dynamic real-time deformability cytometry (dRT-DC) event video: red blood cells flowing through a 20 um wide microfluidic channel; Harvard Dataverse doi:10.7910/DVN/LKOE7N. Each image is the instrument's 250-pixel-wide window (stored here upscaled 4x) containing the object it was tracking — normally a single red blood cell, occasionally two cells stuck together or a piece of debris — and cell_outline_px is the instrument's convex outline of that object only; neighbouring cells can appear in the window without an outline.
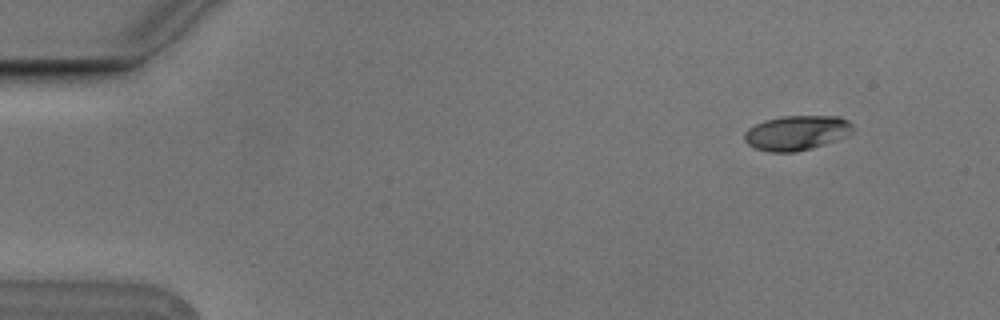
{"species": "Egyptian fruit bat (a non-hibernating species)", "species_latin": "Rousettus aegyptiacus", "temperature_condition": "cold", "stored_images_in_passage": 4, "camera_frame_rate_fps": 3000, "um_per_image_px": 0.085, "animal": {"sex": "male"}, "frame": {"image": 1, "passage_image": 1, "time_ms": 0.0, "image_size_px": [1000, 320], "cell_outline_px": [[852, 132], [848, 136], [812, 148], [796, 152], [768, 152], [756, 148], [748, 144], [744, 140], [744, 132], [748, 128], [764, 120], [780, 116], [840, 116], [848, 120], [852, 124]], "centroid_in_image_um": [67.71, 11.29], "position_along_channel_um": 17.3, "area_um2": 22.08}}